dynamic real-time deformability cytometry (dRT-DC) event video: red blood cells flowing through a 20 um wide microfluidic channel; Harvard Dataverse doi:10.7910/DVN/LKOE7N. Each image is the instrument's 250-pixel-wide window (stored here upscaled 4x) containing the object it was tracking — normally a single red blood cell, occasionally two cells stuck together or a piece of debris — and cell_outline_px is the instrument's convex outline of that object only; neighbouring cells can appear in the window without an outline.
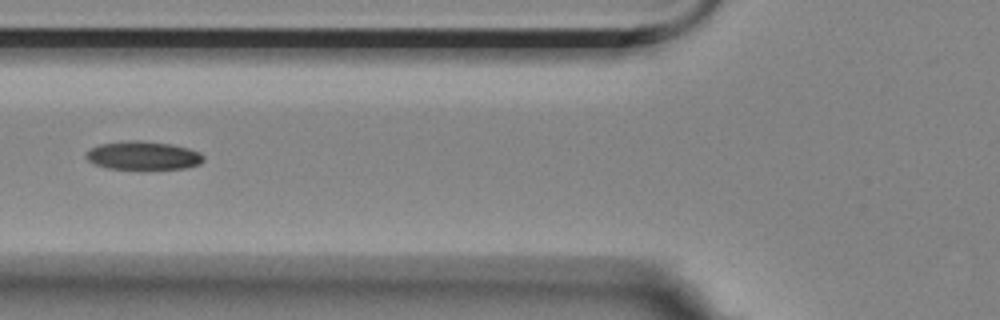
{"species": "Egyptian fruit bat (a non-hibernating species)", "species_latin": "Rousettus aegyptiacus", "temperature_condition": "room temperature", "stored_images_in_passage": 13, "camera_frame_rate_fps": 3000, "um_per_image_px": 0.085, "animal": {"sex": "female"}, "frame": {"image": 1, "passage_image": 4, "time_ms": 4.333, "image_size_px": [1000, 320], "cell_outline_px": [[204, 160], [200, 164], [184, 168], [108, 168], [96, 164], [88, 160], [84, 156], [92, 148], [100, 144], [128, 140], [140, 140], [172, 144], [188, 148], [200, 152], [204, 156]], "centroid_in_image_um": [12.2, 13.2], "position_along_channel_um": 113.6, "area_um2": 19.19}}
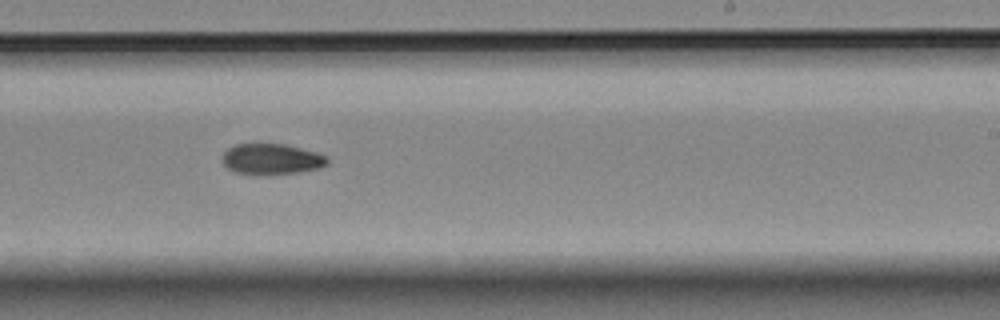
{"frame": {"image": 2, "passage_image": 8, "time_ms": 8.667, "image_size_px": [1000, 320], "cell_outline_px": [[328, 164], [320, 168], [296, 172], [236, 172], [228, 168], [220, 160], [220, 156], [228, 148], [236, 144], [256, 140], [284, 144], [316, 152], [328, 156]], "centroid_in_image_um": [23.04, 13.43], "position_along_channel_um": 266.0, "area_um2": 18.9}}
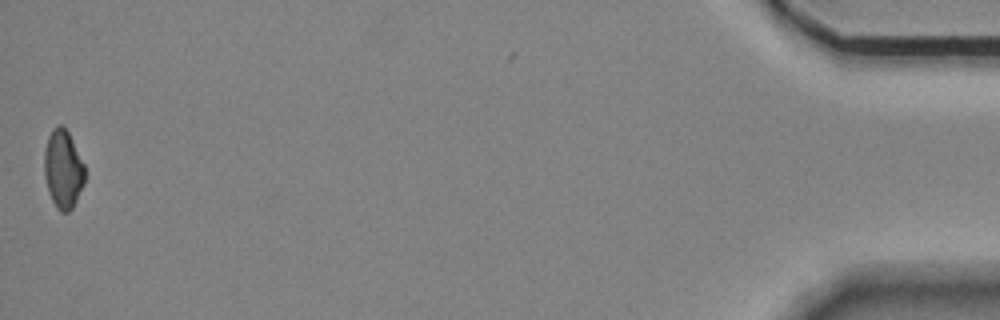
{"frame": {"image": 3, "passage_image": 13, "time_ms": 16.0, "image_size_px": [1000, 320], "cell_outline_px": [[84, 184], [72, 208], [68, 212], [60, 212], [56, 208], [48, 192], [44, 176], [44, 148], [48, 136], [52, 128], [60, 124], [64, 124], [84, 164]], "centroid_in_image_um": [5.34, 14.36], "position_along_channel_um": 429.9, "area_um2": 18.67}, "authors_computed_cell_mechanics": {"area_um2": 19.8254, "velocity_mm_per_s": 3.5028, "shape_relaxation_time_tau1_ms": 4.8885, "shape_relaxation_time_tau2_ms": null, "deformation_change_tau1": 0.1509, "deformation_change_tau2": null}}